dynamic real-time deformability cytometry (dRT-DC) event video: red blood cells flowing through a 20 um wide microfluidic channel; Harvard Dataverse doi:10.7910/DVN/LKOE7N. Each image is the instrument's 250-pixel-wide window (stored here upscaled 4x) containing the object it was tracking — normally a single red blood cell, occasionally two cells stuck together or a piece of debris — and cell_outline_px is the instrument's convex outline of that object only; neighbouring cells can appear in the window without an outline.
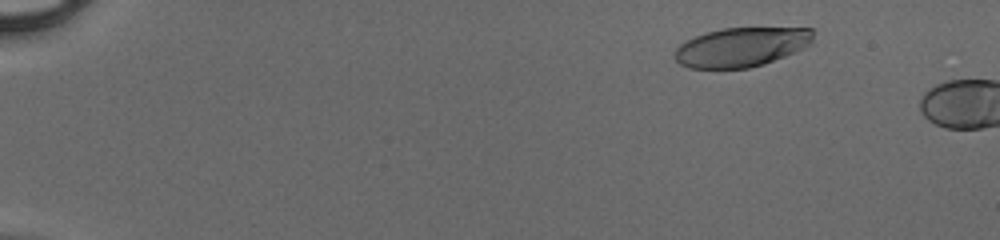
{"species": "human", "species_latin": "Homo sapiens", "temperature_condition": "cold", "stored_images_in_passage": 8, "camera_frame_rate_fps": 3000, "um_per_image_px": 0.085, "donor": {"sex": "male"}, "frame": {"image": 1, "passage_image": 5, "time_ms": 1.333, "image_size_px": [1000, 240], "cell_outline_px": [[812, 44], [804, 48], [764, 64], [748, 68], [688, 68], [680, 64], [672, 56], [676, 48], [680, 44], [696, 36], [708, 32], [724, 28], [812, 28]], "centroid_in_image_um": [63.0, 4.01], "position_along_channel_um": 22.0, "area_um2": 31.56}}